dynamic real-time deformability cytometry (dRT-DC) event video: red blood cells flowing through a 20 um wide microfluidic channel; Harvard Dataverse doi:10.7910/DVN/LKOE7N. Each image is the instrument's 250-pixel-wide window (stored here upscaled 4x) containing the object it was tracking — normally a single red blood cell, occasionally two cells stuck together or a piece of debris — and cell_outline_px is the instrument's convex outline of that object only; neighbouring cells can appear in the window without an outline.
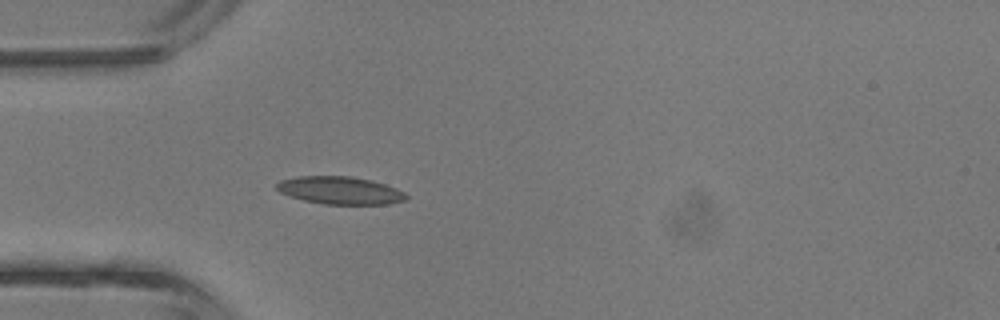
{"species": "common noctule bat (a hibernating species)", "species_latin": "Nyctalus noctula", "temperature_condition": "room temperature", "stored_images_in_passage": 32, "camera_frame_rate_fps": 3000, "um_per_image_px": 0.085, "animal": {"sex": "male", "body_mass_g": 13.3}, "frame": {"image": 1, "passage_image": 1, "time_ms": 0.0, "image_size_px": [1000, 320], "cell_outline_px": [[408, 200], [388, 204], [324, 204], [304, 200], [280, 192], [276, 188], [276, 184], [280, 180], [296, 176], [352, 176], [372, 180], [396, 188], [404, 192], [408, 196]], "centroid_in_image_um": [28.93, 16.18], "position_along_channel_um": 56.1, "area_um2": 20.92}}
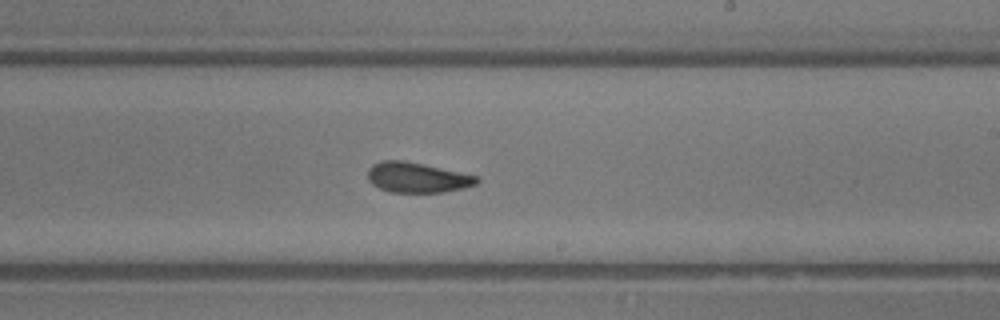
{"frame": {"image": 2, "passage_image": 14, "time_ms": 4.333, "image_size_px": [1000, 320], "cell_outline_px": [[480, 180], [476, 184], [464, 188], [444, 192], [388, 192], [372, 184], [368, 180], [368, 168], [372, 164], [380, 160], [404, 160], [424, 164], [480, 176]], "centroid_in_image_um": [35.47, 15.08], "position_along_channel_um": 253.5, "area_um2": 19.42}}
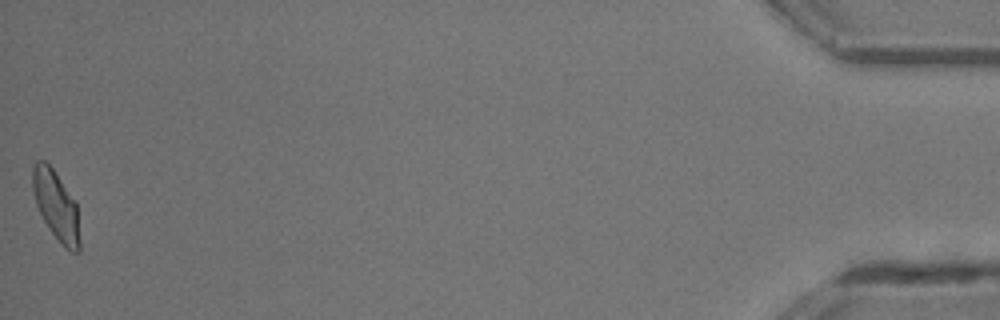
{"frame": {"image": 3, "passage_image": 32, "time_ms": 10.333, "image_size_px": [1000, 320], "cell_outline_px": [[80, 252], [72, 252], [64, 248], [48, 228], [36, 204], [32, 188], [32, 168], [36, 160], [44, 160], [52, 168], [76, 204], [80, 240]], "centroid_in_image_um": [4.76, 17.51], "position_along_channel_um": 430.4, "area_um2": 18.79}, "authors_computed_cell_mechanics": {"area_um2": 19.2763, "velocity_mm_per_s": 4.6643, "shape_relaxation_time_tau1_ms": 3.8183, "shape_relaxation_time_tau2_ms": 1.737, "deformation_change_tau1": 0.1515, "deformation_change_tau2": 0.0844}}